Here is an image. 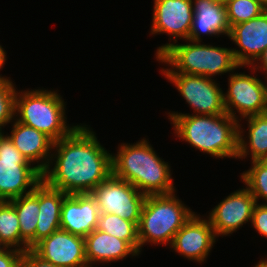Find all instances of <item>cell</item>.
<instances>
[{
  "mask_svg": "<svg viewBox=\"0 0 267 267\" xmlns=\"http://www.w3.org/2000/svg\"><path fill=\"white\" fill-rule=\"evenodd\" d=\"M86 126L78 125L69 135L54 142L56 152L42 172L47 185L66 194L91 193L112 174V153L105 150Z\"/></svg>",
  "mask_w": 267,
  "mask_h": 267,
  "instance_id": "cell-1",
  "label": "cell"
},
{
  "mask_svg": "<svg viewBox=\"0 0 267 267\" xmlns=\"http://www.w3.org/2000/svg\"><path fill=\"white\" fill-rule=\"evenodd\" d=\"M146 139L135 144L122 143L112 154V174L147 195L175 192L168 162L162 161Z\"/></svg>",
  "mask_w": 267,
  "mask_h": 267,
  "instance_id": "cell-2",
  "label": "cell"
},
{
  "mask_svg": "<svg viewBox=\"0 0 267 267\" xmlns=\"http://www.w3.org/2000/svg\"><path fill=\"white\" fill-rule=\"evenodd\" d=\"M168 114L179 139L212 157L237 159L239 121L229 114Z\"/></svg>",
  "mask_w": 267,
  "mask_h": 267,
  "instance_id": "cell-3",
  "label": "cell"
},
{
  "mask_svg": "<svg viewBox=\"0 0 267 267\" xmlns=\"http://www.w3.org/2000/svg\"><path fill=\"white\" fill-rule=\"evenodd\" d=\"M188 41L190 43H167L157 48L156 59L171 67L170 69L163 68L162 72H176L213 78V76L233 72L237 68L244 67L236 62L230 48Z\"/></svg>",
  "mask_w": 267,
  "mask_h": 267,
  "instance_id": "cell-4",
  "label": "cell"
},
{
  "mask_svg": "<svg viewBox=\"0 0 267 267\" xmlns=\"http://www.w3.org/2000/svg\"><path fill=\"white\" fill-rule=\"evenodd\" d=\"M174 193L146 196L138 223L140 252L149 242L171 245L175 234L195 213Z\"/></svg>",
  "mask_w": 267,
  "mask_h": 267,
  "instance_id": "cell-5",
  "label": "cell"
},
{
  "mask_svg": "<svg viewBox=\"0 0 267 267\" xmlns=\"http://www.w3.org/2000/svg\"><path fill=\"white\" fill-rule=\"evenodd\" d=\"M65 108L64 100L55 91L35 89L16 92V120L43 132L54 142L69 135L78 126L66 124Z\"/></svg>",
  "mask_w": 267,
  "mask_h": 267,
  "instance_id": "cell-6",
  "label": "cell"
},
{
  "mask_svg": "<svg viewBox=\"0 0 267 267\" xmlns=\"http://www.w3.org/2000/svg\"><path fill=\"white\" fill-rule=\"evenodd\" d=\"M41 181L42 172L16 149L8 134L0 133V201L29 194Z\"/></svg>",
  "mask_w": 267,
  "mask_h": 267,
  "instance_id": "cell-7",
  "label": "cell"
},
{
  "mask_svg": "<svg viewBox=\"0 0 267 267\" xmlns=\"http://www.w3.org/2000/svg\"><path fill=\"white\" fill-rule=\"evenodd\" d=\"M100 213L115 214L138 226L146 195L111 174L92 192Z\"/></svg>",
  "mask_w": 267,
  "mask_h": 267,
  "instance_id": "cell-8",
  "label": "cell"
},
{
  "mask_svg": "<svg viewBox=\"0 0 267 267\" xmlns=\"http://www.w3.org/2000/svg\"><path fill=\"white\" fill-rule=\"evenodd\" d=\"M178 89L196 115L225 114L224 95L214 79L176 72H162Z\"/></svg>",
  "mask_w": 267,
  "mask_h": 267,
  "instance_id": "cell-9",
  "label": "cell"
},
{
  "mask_svg": "<svg viewBox=\"0 0 267 267\" xmlns=\"http://www.w3.org/2000/svg\"><path fill=\"white\" fill-rule=\"evenodd\" d=\"M228 83L227 93H223L224 105L232 118L238 120L235 109L244 119L267 113V83L245 73H230Z\"/></svg>",
  "mask_w": 267,
  "mask_h": 267,
  "instance_id": "cell-10",
  "label": "cell"
},
{
  "mask_svg": "<svg viewBox=\"0 0 267 267\" xmlns=\"http://www.w3.org/2000/svg\"><path fill=\"white\" fill-rule=\"evenodd\" d=\"M32 250L58 267H88L85 238L61 229L43 238Z\"/></svg>",
  "mask_w": 267,
  "mask_h": 267,
  "instance_id": "cell-11",
  "label": "cell"
},
{
  "mask_svg": "<svg viewBox=\"0 0 267 267\" xmlns=\"http://www.w3.org/2000/svg\"><path fill=\"white\" fill-rule=\"evenodd\" d=\"M255 204L256 200L247 187L237 190L223 199L207 217L216 237L230 235L243 224L251 221Z\"/></svg>",
  "mask_w": 267,
  "mask_h": 267,
  "instance_id": "cell-12",
  "label": "cell"
},
{
  "mask_svg": "<svg viewBox=\"0 0 267 267\" xmlns=\"http://www.w3.org/2000/svg\"><path fill=\"white\" fill-rule=\"evenodd\" d=\"M216 242V235L208 219L194 213L175 234L170 245L175 252L189 260L204 262Z\"/></svg>",
  "mask_w": 267,
  "mask_h": 267,
  "instance_id": "cell-13",
  "label": "cell"
},
{
  "mask_svg": "<svg viewBox=\"0 0 267 267\" xmlns=\"http://www.w3.org/2000/svg\"><path fill=\"white\" fill-rule=\"evenodd\" d=\"M193 20L192 0H154L151 33H167L174 42L188 41Z\"/></svg>",
  "mask_w": 267,
  "mask_h": 267,
  "instance_id": "cell-14",
  "label": "cell"
},
{
  "mask_svg": "<svg viewBox=\"0 0 267 267\" xmlns=\"http://www.w3.org/2000/svg\"><path fill=\"white\" fill-rule=\"evenodd\" d=\"M228 37L240 47L232 49L236 62L252 65L267 47V9L254 19L233 25Z\"/></svg>",
  "mask_w": 267,
  "mask_h": 267,
  "instance_id": "cell-15",
  "label": "cell"
},
{
  "mask_svg": "<svg viewBox=\"0 0 267 267\" xmlns=\"http://www.w3.org/2000/svg\"><path fill=\"white\" fill-rule=\"evenodd\" d=\"M99 214L91 193L67 194L61 208L60 229L85 238L96 229Z\"/></svg>",
  "mask_w": 267,
  "mask_h": 267,
  "instance_id": "cell-16",
  "label": "cell"
},
{
  "mask_svg": "<svg viewBox=\"0 0 267 267\" xmlns=\"http://www.w3.org/2000/svg\"><path fill=\"white\" fill-rule=\"evenodd\" d=\"M193 20L189 39L201 42V34L229 36L225 3L221 0H192Z\"/></svg>",
  "mask_w": 267,
  "mask_h": 267,
  "instance_id": "cell-17",
  "label": "cell"
},
{
  "mask_svg": "<svg viewBox=\"0 0 267 267\" xmlns=\"http://www.w3.org/2000/svg\"><path fill=\"white\" fill-rule=\"evenodd\" d=\"M12 126L13 130L8 137L16 149L28 162H33L32 164L40 162L36 167L43 172L50 162L54 141L43 132L18 122L16 119Z\"/></svg>",
  "mask_w": 267,
  "mask_h": 267,
  "instance_id": "cell-18",
  "label": "cell"
},
{
  "mask_svg": "<svg viewBox=\"0 0 267 267\" xmlns=\"http://www.w3.org/2000/svg\"><path fill=\"white\" fill-rule=\"evenodd\" d=\"M85 249L88 267L139 255L126 241L96 229L85 237Z\"/></svg>",
  "mask_w": 267,
  "mask_h": 267,
  "instance_id": "cell-19",
  "label": "cell"
},
{
  "mask_svg": "<svg viewBox=\"0 0 267 267\" xmlns=\"http://www.w3.org/2000/svg\"><path fill=\"white\" fill-rule=\"evenodd\" d=\"M66 195L63 191L50 187L43 180L39 183V213L35 245L60 229L61 208Z\"/></svg>",
  "mask_w": 267,
  "mask_h": 267,
  "instance_id": "cell-20",
  "label": "cell"
},
{
  "mask_svg": "<svg viewBox=\"0 0 267 267\" xmlns=\"http://www.w3.org/2000/svg\"><path fill=\"white\" fill-rule=\"evenodd\" d=\"M15 207L21 233V251L35 246V231L39 213V184L26 195L9 200Z\"/></svg>",
  "mask_w": 267,
  "mask_h": 267,
  "instance_id": "cell-21",
  "label": "cell"
},
{
  "mask_svg": "<svg viewBox=\"0 0 267 267\" xmlns=\"http://www.w3.org/2000/svg\"><path fill=\"white\" fill-rule=\"evenodd\" d=\"M246 119V121H248L249 139L247 138V140H249V142L243 139L244 130L241 128V125L238 124L237 158L244 159L250 152L251 161H254L267 153V113L253 115Z\"/></svg>",
  "mask_w": 267,
  "mask_h": 267,
  "instance_id": "cell-22",
  "label": "cell"
},
{
  "mask_svg": "<svg viewBox=\"0 0 267 267\" xmlns=\"http://www.w3.org/2000/svg\"><path fill=\"white\" fill-rule=\"evenodd\" d=\"M96 230L108 233L126 241L138 254L140 253L138 226L118 215L100 213Z\"/></svg>",
  "mask_w": 267,
  "mask_h": 267,
  "instance_id": "cell-23",
  "label": "cell"
},
{
  "mask_svg": "<svg viewBox=\"0 0 267 267\" xmlns=\"http://www.w3.org/2000/svg\"><path fill=\"white\" fill-rule=\"evenodd\" d=\"M0 241L6 248L21 251V233L15 207L10 201H0Z\"/></svg>",
  "mask_w": 267,
  "mask_h": 267,
  "instance_id": "cell-24",
  "label": "cell"
},
{
  "mask_svg": "<svg viewBox=\"0 0 267 267\" xmlns=\"http://www.w3.org/2000/svg\"><path fill=\"white\" fill-rule=\"evenodd\" d=\"M225 8L230 28L254 19L267 9L260 0H229L225 2Z\"/></svg>",
  "mask_w": 267,
  "mask_h": 267,
  "instance_id": "cell-25",
  "label": "cell"
},
{
  "mask_svg": "<svg viewBox=\"0 0 267 267\" xmlns=\"http://www.w3.org/2000/svg\"><path fill=\"white\" fill-rule=\"evenodd\" d=\"M241 180L254 196L256 203L260 198L267 203V168L254 160L251 162V168L241 174Z\"/></svg>",
  "mask_w": 267,
  "mask_h": 267,
  "instance_id": "cell-26",
  "label": "cell"
},
{
  "mask_svg": "<svg viewBox=\"0 0 267 267\" xmlns=\"http://www.w3.org/2000/svg\"><path fill=\"white\" fill-rule=\"evenodd\" d=\"M16 89L13 82L8 78L0 77V133L2 127L15 119Z\"/></svg>",
  "mask_w": 267,
  "mask_h": 267,
  "instance_id": "cell-27",
  "label": "cell"
},
{
  "mask_svg": "<svg viewBox=\"0 0 267 267\" xmlns=\"http://www.w3.org/2000/svg\"><path fill=\"white\" fill-rule=\"evenodd\" d=\"M251 223L254 229L261 234L262 236L267 238V204H259L258 202L255 204Z\"/></svg>",
  "mask_w": 267,
  "mask_h": 267,
  "instance_id": "cell-28",
  "label": "cell"
},
{
  "mask_svg": "<svg viewBox=\"0 0 267 267\" xmlns=\"http://www.w3.org/2000/svg\"><path fill=\"white\" fill-rule=\"evenodd\" d=\"M20 267H58L51 262L43 260L32 249L22 253Z\"/></svg>",
  "mask_w": 267,
  "mask_h": 267,
  "instance_id": "cell-29",
  "label": "cell"
},
{
  "mask_svg": "<svg viewBox=\"0 0 267 267\" xmlns=\"http://www.w3.org/2000/svg\"><path fill=\"white\" fill-rule=\"evenodd\" d=\"M22 253L15 248H6L0 252V267H20Z\"/></svg>",
  "mask_w": 267,
  "mask_h": 267,
  "instance_id": "cell-30",
  "label": "cell"
},
{
  "mask_svg": "<svg viewBox=\"0 0 267 267\" xmlns=\"http://www.w3.org/2000/svg\"><path fill=\"white\" fill-rule=\"evenodd\" d=\"M257 62H254L251 66L252 69L251 70H255L254 73L257 71V70H261V71H264L265 74H267V47L266 49L263 51V53L256 59ZM258 61H260L258 63ZM257 63V64H256ZM261 63V64H260ZM256 64V65H255ZM260 64V65H259ZM263 69V70H262ZM266 79H267V76H266Z\"/></svg>",
  "mask_w": 267,
  "mask_h": 267,
  "instance_id": "cell-31",
  "label": "cell"
},
{
  "mask_svg": "<svg viewBox=\"0 0 267 267\" xmlns=\"http://www.w3.org/2000/svg\"><path fill=\"white\" fill-rule=\"evenodd\" d=\"M5 60H6V52L2 48V46L0 45V69L5 64ZM0 77H2V76L0 75Z\"/></svg>",
  "mask_w": 267,
  "mask_h": 267,
  "instance_id": "cell-32",
  "label": "cell"
},
{
  "mask_svg": "<svg viewBox=\"0 0 267 267\" xmlns=\"http://www.w3.org/2000/svg\"><path fill=\"white\" fill-rule=\"evenodd\" d=\"M257 161L264 166L265 168H267V153L262 155L259 159H257Z\"/></svg>",
  "mask_w": 267,
  "mask_h": 267,
  "instance_id": "cell-33",
  "label": "cell"
},
{
  "mask_svg": "<svg viewBox=\"0 0 267 267\" xmlns=\"http://www.w3.org/2000/svg\"><path fill=\"white\" fill-rule=\"evenodd\" d=\"M255 267H267V260H260L258 264H256Z\"/></svg>",
  "mask_w": 267,
  "mask_h": 267,
  "instance_id": "cell-34",
  "label": "cell"
},
{
  "mask_svg": "<svg viewBox=\"0 0 267 267\" xmlns=\"http://www.w3.org/2000/svg\"><path fill=\"white\" fill-rule=\"evenodd\" d=\"M6 249L5 245L0 241V252Z\"/></svg>",
  "mask_w": 267,
  "mask_h": 267,
  "instance_id": "cell-35",
  "label": "cell"
},
{
  "mask_svg": "<svg viewBox=\"0 0 267 267\" xmlns=\"http://www.w3.org/2000/svg\"><path fill=\"white\" fill-rule=\"evenodd\" d=\"M260 1L267 8V0H260Z\"/></svg>",
  "mask_w": 267,
  "mask_h": 267,
  "instance_id": "cell-36",
  "label": "cell"
}]
</instances>
